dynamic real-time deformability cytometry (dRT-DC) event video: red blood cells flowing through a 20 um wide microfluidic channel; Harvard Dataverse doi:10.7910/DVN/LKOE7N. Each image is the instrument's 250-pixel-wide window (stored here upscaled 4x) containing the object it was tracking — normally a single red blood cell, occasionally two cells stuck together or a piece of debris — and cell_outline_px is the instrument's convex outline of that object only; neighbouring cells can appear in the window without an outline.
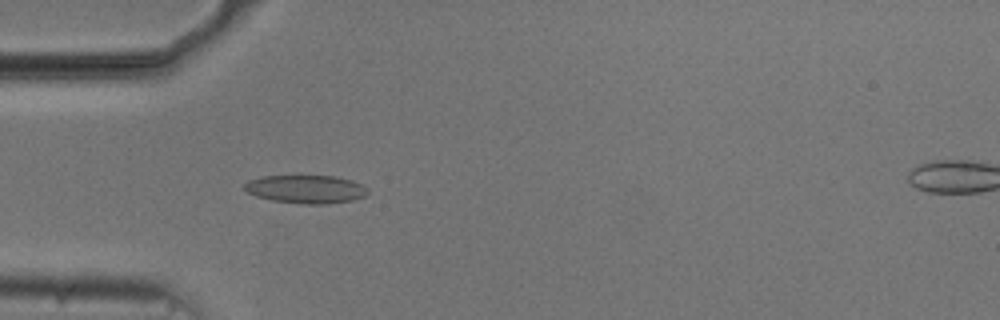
{"species": "common noctule bat (a hibernating species)", "species_latin": "Nyctalus noctula", "temperature_condition": "cold", "stored_images_in_passage": 54, "camera_frame_rate_fps": 3000, "um_per_image_px": 0.085, "animal": {"sex": "male", "body_mass_g": 20.5, "forearm_length_mm": 52.5}, "frame": {"image": 1, "passage_image": 16, "time_ms": 5.0, "image_size_px": [1000, 320], "cell_outline_px": [[368, 192], [364, 196], [352, 200], [324, 204], [300, 204], [272, 200], [256, 196], [248, 192], [244, 188], [244, 184], [248, 180], [260, 176], [336, 176], [352, 180], [364, 184], [368, 188]], "centroid_in_image_um": [26.02, 16.07], "position_along_channel_um": 59.0, "area_um2": 20.4}}
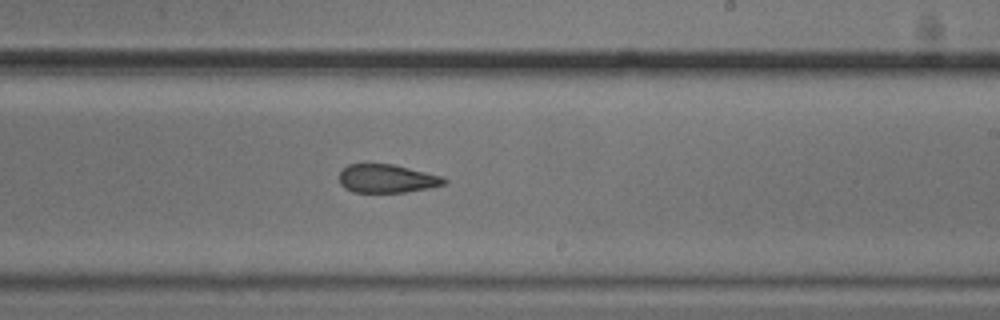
{"frame": {"image": 2, "passage_image": 32, "time_ms": 10.333, "image_size_px": [1000, 320], "cell_outline_px": [[448, 184], [428, 188], [404, 192], [352, 192], [344, 188], [340, 184], [340, 172], [348, 164], [392, 164], [440, 176], [448, 180]], "centroid_in_image_um": [32.87, 15.19], "position_along_channel_um": 256.1, "area_um2": 17.22}}
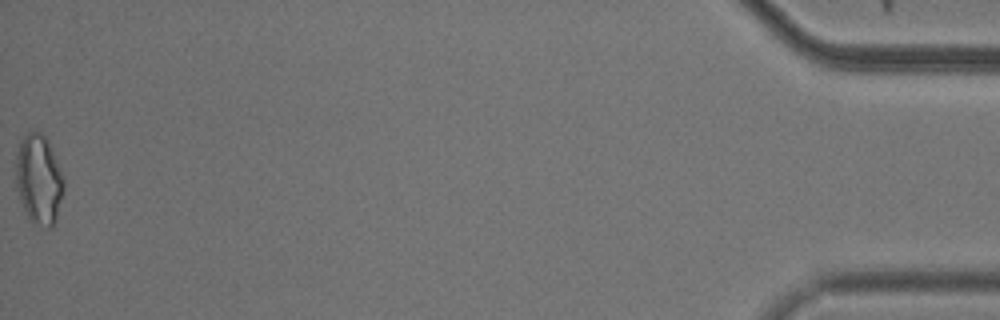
{"frame": {"image": 3, "passage_image": 54, "time_ms": 17.667, "image_size_px": [1000, 320], "cell_outline_px": [[64, 188], [56, 220], [52, 228], [48, 228], [32, 224], [20, 200], [16, 188], [16, 156], [20, 140], [32, 128], [36, 128], [48, 140], [64, 180]], "centroid_in_image_um": [3.29, 15.24], "position_along_channel_um": 431.9, "area_um2": 25.26}, "authors_computed_cell_mechanics": {"area_um2": 19.3341, "velocity_mm_per_s": 3.7348, "shape_relaxation_time_tau1_ms": null, "shape_relaxation_time_tau2_ms": 4.0188, "deformation_change_tau1": null, "deformation_change_tau2": 0.115}}